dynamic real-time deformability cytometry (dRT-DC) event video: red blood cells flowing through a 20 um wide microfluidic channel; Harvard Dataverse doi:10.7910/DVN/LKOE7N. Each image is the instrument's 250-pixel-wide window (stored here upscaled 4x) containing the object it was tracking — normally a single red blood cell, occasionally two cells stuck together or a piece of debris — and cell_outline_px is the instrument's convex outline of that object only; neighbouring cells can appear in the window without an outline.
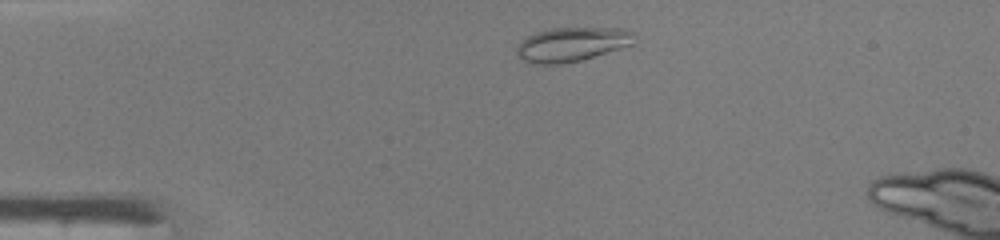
{"species": "common noctule bat (a hibernating species)", "species_latin": "Nyctalus noctula", "temperature_condition": "warm", "stored_images_in_passage": 9, "camera_frame_rate_fps": 3000, "um_per_image_px": 0.085, "animal": {"sex": "male", "body_mass_g": 19.0, "forearm_length_mm": 50.8}, "frame": {"image": 1, "passage_image": 4, "time_ms": 1.0, "image_size_px": [1000, 240], "cell_outline_px": [[636, 44], [580, 60], [560, 64], [536, 64], [524, 60], [516, 52], [516, 48], [528, 36], [536, 32], [552, 28], [624, 28], [636, 32]], "centroid_in_image_um": [48.71, 3.75], "position_along_channel_um": 36.3, "area_um2": 23.47}}